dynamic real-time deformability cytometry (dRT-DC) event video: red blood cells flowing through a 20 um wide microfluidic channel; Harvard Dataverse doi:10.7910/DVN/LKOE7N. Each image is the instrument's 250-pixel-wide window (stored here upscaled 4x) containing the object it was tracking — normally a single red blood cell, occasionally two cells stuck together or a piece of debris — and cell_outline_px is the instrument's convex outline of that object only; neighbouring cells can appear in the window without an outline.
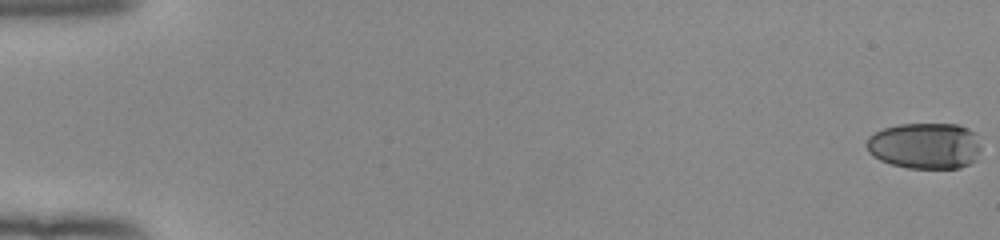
{"species": "human", "species_latin": "Homo sapiens", "temperature_condition": "room temperature", "stored_images_in_passage": 53, "camera_frame_rate_fps": 3000, "um_per_image_px": 0.085, "donor": {"sex": "female"}, "frame": {"image": 1, "passage_image": 1, "time_ms": 0.0, "image_size_px": [1000, 240], "cell_outline_px": [[980, 152], [976, 160], [960, 168], [908, 168], [892, 164], [880, 160], [872, 156], [868, 152], [864, 144], [868, 136], [884, 128], [900, 124], [956, 124], [968, 128], [976, 132], [980, 144]], "centroid_in_image_um": [78.62, 12.39], "position_along_channel_um": 6.4, "area_um2": 31.21}}
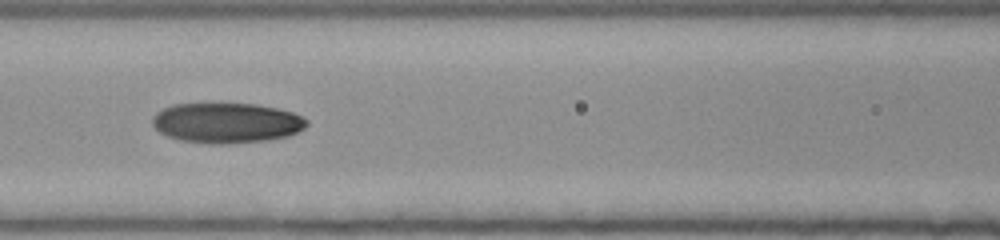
{"frame": {"image": 2, "passage_image": 26, "time_ms": 8.333, "image_size_px": [1000, 240], "cell_outline_px": [[308, 124], [304, 128], [288, 136], [268, 140], [228, 144], [212, 144], [180, 140], [168, 136], [160, 132], [152, 124], [152, 116], [156, 112], [172, 104], [256, 104], [276, 108], [292, 112], [308, 120]], "centroid_in_image_um": [19.25, 10.45], "position_along_channel_um": 147.4, "area_um2": 36.13}}
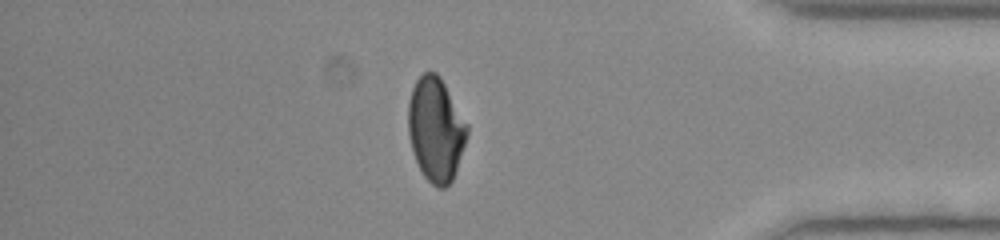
{"frame": {"image": 3, "passage_image": 47, "time_ms": 15.333, "image_size_px": [1000, 240], "cell_outline_px": [[468, 132], [452, 180], [444, 188], [436, 188], [424, 176], [412, 152], [408, 132], [408, 100], [412, 88], [416, 80], [424, 72], [436, 72], [440, 76], [468, 124]], "centroid_in_image_um": [37.02, 10.98], "position_along_channel_um": 398.2, "area_um2": 35.49}}